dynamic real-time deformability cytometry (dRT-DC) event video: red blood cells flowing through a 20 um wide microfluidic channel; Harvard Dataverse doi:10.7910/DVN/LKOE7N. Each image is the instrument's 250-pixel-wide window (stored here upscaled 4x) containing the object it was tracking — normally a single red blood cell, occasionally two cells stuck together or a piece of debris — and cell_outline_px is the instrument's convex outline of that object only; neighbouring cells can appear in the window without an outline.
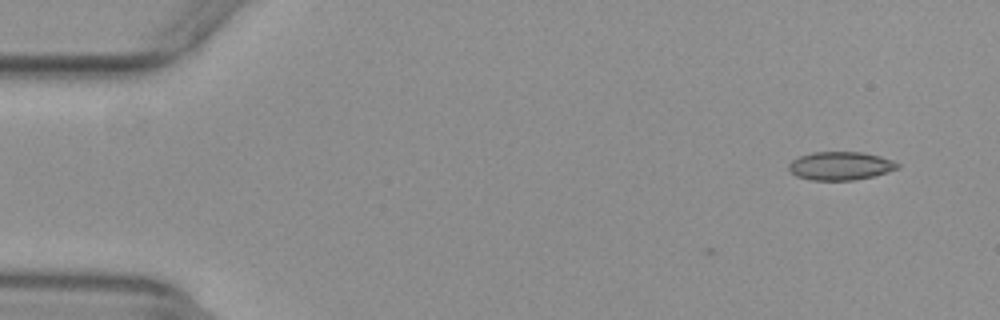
{"species": "common noctule bat (a hibernating species)", "species_latin": "Nyctalus noctula", "temperature_condition": "warm", "stored_images_in_passage": 6, "camera_frame_rate_fps": 3000, "um_per_image_px": 0.085, "animal": {"sex": "female", "body_mass_g": 29.2, "forearm_length_mm": 56.3}, "frame": {"image": 1, "passage_image": 1, "time_ms": 0.0, "image_size_px": [1000, 320], "cell_outline_px": [[900, 168], [888, 172], [872, 176], [852, 180], [812, 180], [796, 176], [788, 168], [788, 164], [792, 160], [800, 156], [812, 152], [864, 152], [880, 156], [892, 160], [900, 164]], "centroid_in_image_um": [71.45, 14.09], "position_along_channel_um": 13.6, "area_um2": 17.98}}